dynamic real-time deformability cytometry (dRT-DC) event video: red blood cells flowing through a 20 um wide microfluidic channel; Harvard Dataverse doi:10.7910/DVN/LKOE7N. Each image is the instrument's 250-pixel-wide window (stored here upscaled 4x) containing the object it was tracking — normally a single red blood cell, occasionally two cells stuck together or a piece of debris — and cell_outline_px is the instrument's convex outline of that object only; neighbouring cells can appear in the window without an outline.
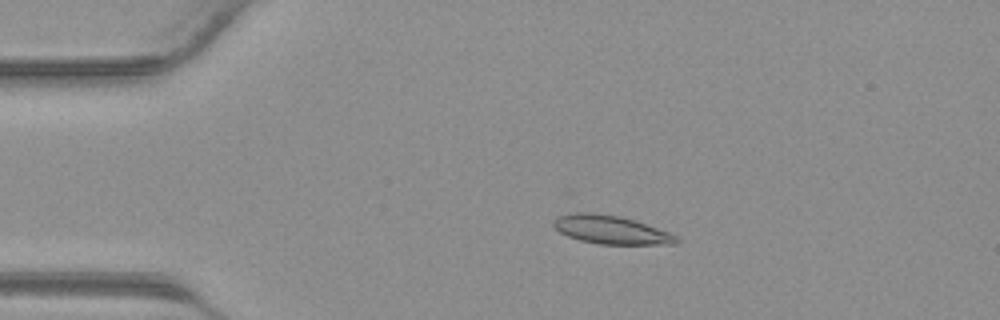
{"species": "common noctule bat (a hibernating species)", "species_latin": "Nyctalus noctula", "temperature_condition": "warm", "stored_images_in_passage": 42, "camera_frame_rate_fps": 3000, "um_per_image_px": 0.085, "animal": {"sex": "male", "body_mass_g": 23.1, "forearm_length_mm": 52.7}, "frame": {"image": 1, "passage_image": 9, "time_ms": 2.667, "image_size_px": [1000, 320], "cell_outline_px": [[680, 240], [676, 244], [600, 244], [580, 240], [568, 236], [560, 232], [552, 224], [560, 216], [576, 212], [592, 212], [620, 216], [636, 220], [668, 232], [676, 236]], "centroid_in_image_um": [51.96, 19.53], "position_along_channel_um": 33.0, "area_um2": 20.17}}
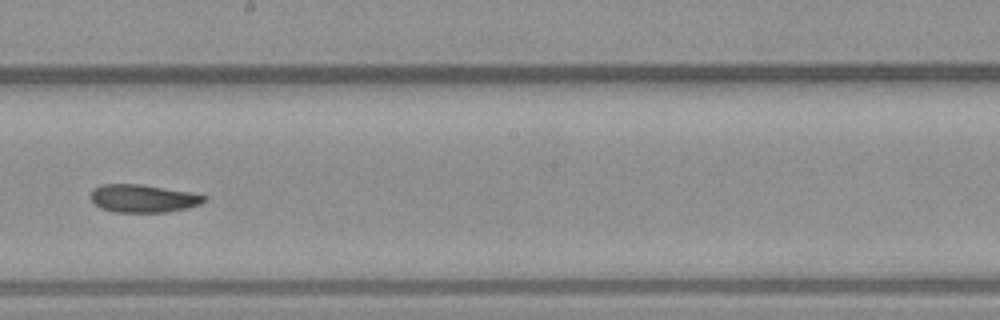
{"frame": {"image": 2, "passage_image": 24, "time_ms": 7.667, "image_size_px": [1000, 320], "cell_outline_px": [[208, 200], [200, 204], [168, 212], [116, 212], [100, 208], [92, 200], [92, 188], [100, 184], [140, 184], [192, 192], [208, 196]], "centroid_in_image_um": [12.19, 16.86], "position_along_channel_um": 236.0, "area_um2": 18.5}}
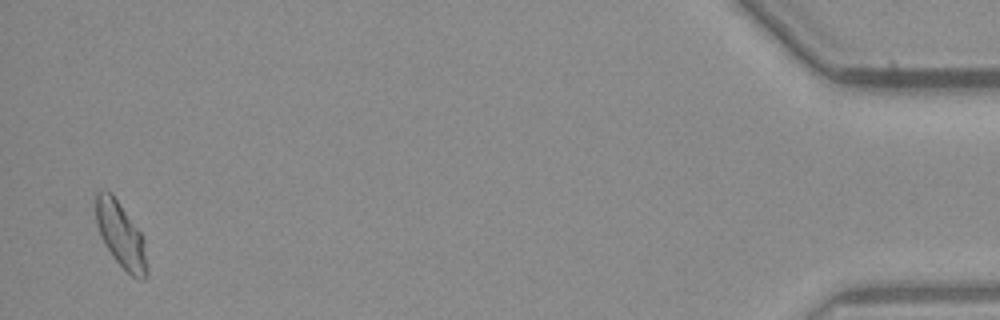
{"frame": {"image": 3, "passage_image": 41, "time_ms": 13.333, "image_size_px": [1000, 320], "cell_outline_px": [[148, 272], [144, 280], [140, 280], [132, 276], [112, 256], [104, 244], [100, 236], [96, 220], [96, 192], [100, 188], [104, 188], [112, 192], [140, 232], [144, 240], [148, 268]], "centroid_in_image_um": [10.26, 19.95], "position_along_channel_um": 424.9, "area_um2": 19.59}}